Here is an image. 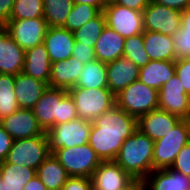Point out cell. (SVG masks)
I'll return each mask as SVG.
<instances>
[{"mask_svg":"<svg viewBox=\"0 0 190 190\" xmlns=\"http://www.w3.org/2000/svg\"><path fill=\"white\" fill-rule=\"evenodd\" d=\"M68 93L75 103L78 118L90 122L116 105L115 95L109 88L73 87Z\"/></svg>","mask_w":190,"mask_h":190,"instance_id":"4","label":"cell"},{"mask_svg":"<svg viewBox=\"0 0 190 190\" xmlns=\"http://www.w3.org/2000/svg\"><path fill=\"white\" fill-rule=\"evenodd\" d=\"M90 130L91 122L81 118L54 125L46 132L50 154L61 148L87 144Z\"/></svg>","mask_w":190,"mask_h":190,"instance_id":"9","label":"cell"},{"mask_svg":"<svg viewBox=\"0 0 190 190\" xmlns=\"http://www.w3.org/2000/svg\"><path fill=\"white\" fill-rule=\"evenodd\" d=\"M99 13L100 11L95 6H90L84 3L74 4L71 12L66 18L63 28L70 32H75L89 20L95 18Z\"/></svg>","mask_w":190,"mask_h":190,"instance_id":"33","label":"cell"},{"mask_svg":"<svg viewBox=\"0 0 190 190\" xmlns=\"http://www.w3.org/2000/svg\"><path fill=\"white\" fill-rule=\"evenodd\" d=\"M23 190H47L41 180L35 175L28 183L24 186Z\"/></svg>","mask_w":190,"mask_h":190,"instance_id":"46","label":"cell"},{"mask_svg":"<svg viewBox=\"0 0 190 190\" xmlns=\"http://www.w3.org/2000/svg\"><path fill=\"white\" fill-rule=\"evenodd\" d=\"M43 17V0H15L10 20Z\"/></svg>","mask_w":190,"mask_h":190,"instance_id":"35","label":"cell"},{"mask_svg":"<svg viewBox=\"0 0 190 190\" xmlns=\"http://www.w3.org/2000/svg\"><path fill=\"white\" fill-rule=\"evenodd\" d=\"M139 190H149V189L142 183V181H139Z\"/></svg>","mask_w":190,"mask_h":190,"instance_id":"49","label":"cell"},{"mask_svg":"<svg viewBox=\"0 0 190 190\" xmlns=\"http://www.w3.org/2000/svg\"><path fill=\"white\" fill-rule=\"evenodd\" d=\"M143 42L150 60H176L172 36L144 30Z\"/></svg>","mask_w":190,"mask_h":190,"instance_id":"26","label":"cell"},{"mask_svg":"<svg viewBox=\"0 0 190 190\" xmlns=\"http://www.w3.org/2000/svg\"><path fill=\"white\" fill-rule=\"evenodd\" d=\"M73 5V0H43V18L48 27H63Z\"/></svg>","mask_w":190,"mask_h":190,"instance_id":"30","label":"cell"},{"mask_svg":"<svg viewBox=\"0 0 190 190\" xmlns=\"http://www.w3.org/2000/svg\"><path fill=\"white\" fill-rule=\"evenodd\" d=\"M150 2L151 0H116L114 3L137 11H143Z\"/></svg>","mask_w":190,"mask_h":190,"instance_id":"44","label":"cell"},{"mask_svg":"<svg viewBox=\"0 0 190 190\" xmlns=\"http://www.w3.org/2000/svg\"><path fill=\"white\" fill-rule=\"evenodd\" d=\"M35 175V169L5 161L0 162L2 190H23Z\"/></svg>","mask_w":190,"mask_h":190,"instance_id":"28","label":"cell"},{"mask_svg":"<svg viewBox=\"0 0 190 190\" xmlns=\"http://www.w3.org/2000/svg\"><path fill=\"white\" fill-rule=\"evenodd\" d=\"M32 110L44 132L78 118L75 103L65 89L47 87Z\"/></svg>","mask_w":190,"mask_h":190,"instance_id":"3","label":"cell"},{"mask_svg":"<svg viewBox=\"0 0 190 190\" xmlns=\"http://www.w3.org/2000/svg\"><path fill=\"white\" fill-rule=\"evenodd\" d=\"M154 141L137 129L127 137L114 160L135 180L143 181L153 170Z\"/></svg>","mask_w":190,"mask_h":190,"instance_id":"2","label":"cell"},{"mask_svg":"<svg viewBox=\"0 0 190 190\" xmlns=\"http://www.w3.org/2000/svg\"><path fill=\"white\" fill-rule=\"evenodd\" d=\"M43 43L53 63L66 60L72 55L75 38L73 32L63 27H48Z\"/></svg>","mask_w":190,"mask_h":190,"instance_id":"19","label":"cell"},{"mask_svg":"<svg viewBox=\"0 0 190 190\" xmlns=\"http://www.w3.org/2000/svg\"><path fill=\"white\" fill-rule=\"evenodd\" d=\"M137 129V118L115 105L91 122L88 144L101 161H114L124 140Z\"/></svg>","mask_w":190,"mask_h":190,"instance_id":"1","label":"cell"},{"mask_svg":"<svg viewBox=\"0 0 190 190\" xmlns=\"http://www.w3.org/2000/svg\"><path fill=\"white\" fill-rule=\"evenodd\" d=\"M36 176L47 190H61L70 177L53 154H50L36 169Z\"/></svg>","mask_w":190,"mask_h":190,"instance_id":"27","label":"cell"},{"mask_svg":"<svg viewBox=\"0 0 190 190\" xmlns=\"http://www.w3.org/2000/svg\"><path fill=\"white\" fill-rule=\"evenodd\" d=\"M0 124L14 140L45 133L39 126L32 109L19 108L11 115L2 118Z\"/></svg>","mask_w":190,"mask_h":190,"instance_id":"15","label":"cell"},{"mask_svg":"<svg viewBox=\"0 0 190 190\" xmlns=\"http://www.w3.org/2000/svg\"><path fill=\"white\" fill-rule=\"evenodd\" d=\"M15 0H0V25L4 26L11 18Z\"/></svg>","mask_w":190,"mask_h":190,"instance_id":"42","label":"cell"},{"mask_svg":"<svg viewBox=\"0 0 190 190\" xmlns=\"http://www.w3.org/2000/svg\"><path fill=\"white\" fill-rule=\"evenodd\" d=\"M84 63L73 56L51 63L49 87L69 90L75 87Z\"/></svg>","mask_w":190,"mask_h":190,"instance_id":"20","label":"cell"},{"mask_svg":"<svg viewBox=\"0 0 190 190\" xmlns=\"http://www.w3.org/2000/svg\"><path fill=\"white\" fill-rule=\"evenodd\" d=\"M190 142V119H181L166 136L154 141L153 170L171 167L175 157Z\"/></svg>","mask_w":190,"mask_h":190,"instance_id":"5","label":"cell"},{"mask_svg":"<svg viewBox=\"0 0 190 190\" xmlns=\"http://www.w3.org/2000/svg\"><path fill=\"white\" fill-rule=\"evenodd\" d=\"M116 0H104V3L105 4H109V3H113V2H115Z\"/></svg>","mask_w":190,"mask_h":190,"instance_id":"50","label":"cell"},{"mask_svg":"<svg viewBox=\"0 0 190 190\" xmlns=\"http://www.w3.org/2000/svg\"><path fill=\"white\" fill-rule=\"evenodd\" d=\"M175 75V60H150L140 67L139 81L157 91Z\"/></svg>","mask_w":190,"mask_h":190,"instance_id":"25","label":"cell"},{"mask_svg":"<svg viewBox=\"0 0 190 190\" xmlns=\"http://www.w3.org/2000/svg\"><path fill=\"white\" fill-rule=\"evenodd\" d=\"M53 155L70 177L91 178L95 169L102 162L88 143L71 148H61Z\"/></svg>","mask_w":190,"mask_h":190,"instance_id":"8","label":"cell"},{"mask_svg":"<svg viewBox=\"0 0 190 190\" xmlns=\"http://www.w3.org/2000/svg\"><path fill=\"white\" fill-rule=\"evenodd\" d=\"M151 1L178 10L180 12L189 8L190 5V0H151Z\"/></svg>","mask_w":190,"mask_h":190,"instance_id":"43","label":"cell"},{"mask_svg":"<svg viewBox=\"0 0 190 190\" xmlns=\"http://www.w3.org/2000/svg\"><path fill=\"white\" fill-rule=\"evenodd\" d=\"M125 38L107 25L94 45L96 60L109 63L123 56Z\"/></svg>","mask_w":190,"mask_h":190,"instance_id":"24","label":"cell"},{"mask_svg":"<svg viewBox=\"0 0 190 190\" xmlns=\"http://www.w3.org/2000/svg\"><path fill=\"white\" fill-rule=\"evenodd\" d=\"M14 139L5 131L0 124V162L5 161Z\"/></svg>","mask_w":190,"mask_h":190,"instance_id":"41","label":"cell"},{"mask_svg":"<svg viewBox=\"0 0 190 190\" xmlns=\"http://www.w3.org/2000/svg\"><path fill=\"white\" fill-rule=\"evenodd\" d=\"M170 168L190 177V142L183 146Z\"/></svg>","mask_w":190,"mask_h":190,"instance_id":"36","label":"cell"},{"mask_svg":"<svg viewBox=\"0 0 190 190\" xmlns=\"http://www.w3.org/2000/svg\"><path fill=\"white\" fill-rule=\"evenodd\" d=\"M102 12L105 16L106 25L124 38L144 32L142 11L130 9L113 2L106 4Z\"/></svg>","mask_w":190,"mask_h":190,"instance_id":"10","label":"cell"},{"mask_svg":"<svg viewBox=\"0 0 190 190\" xmlns=\"http://www.w3.org/2000/svg\"><path fill=\"white\" fill-rule=\"evenodd\" d=\"M116 106L137 119L158 109V91L139 80L115 96Z\"/></svg>","mask_w":190,"mask_h":190,"instance_id":"6","label":"cell"},{"mask_svg":"<svg viewBox=\"0 0 190 190\" xmlns=\"http://www.w3.org/2000/svg\"><path fill=\"white\" fill-rule=\"evenodd\" d=\"M91 180L93 190H125L136 181L115 161H102Z\"/></svg>","mask_w":190,"mask_h":190,"instance_id":"14","label":"cell"},{"mask_svg":"<svg viewBox=\"0 0 190 190\" xmlns=\"http://www.w3.org/2000/svg\"><path fill=\"white\" fill-rule=\"evenodd\" d=\"M175 74L181 80L186 94L190 95V58L175 60Z\"/></svg>","mask_w":190,"mask_h":190,"instance_id":"37","label":"cell"},{"mask_svg":"<svg viewBox=\"0 0 190 190\" xmlns=\"http://www.w3.org/2000/svg\"><path fill=\"white\" fill-rule=\"evenodd\" d=\"M49 155V141L45 132L43 135L14 140L5 162L36 170Z\"/></svg>","mask_w":190,"mask_h":190,"instance_id":"7","label":"cell"},{"mask_svg":"<svg viewBox=\"0 0 190 190\" xmlns=\"http://www.w3.org/2000/svg\"><path fill=\"white\" fill-rule=\"evenodd\" d=\"M172 39L176 60L190 58V36H181L177 32Z\"/></svg>","mask_w":190,"mask_h":190,"instance_id":"38","label":"cell"},{"mask_svg":"<svg viewBox=\"0 0 190 190\" xmlns=\"http://www.w3.org/2000/svg\"><path fill=\"white\" fill-rule=\"evenodd\" d=\"M125 190H139V180H136L129 188Z\"/></svg>","mask_w":190,"mask_h":190,"instance_id":"48","label":"cell"},{"mask_svg":"<svg viewBox=\"0 0 190 190\" xmlns=\"http://www.w3.org/2000/svg\"><path fill=\"white\" fill-rule=\"evenodd\" d=\"M74 4H87L90 6H95L100 12L103 11L106 4L104 3V0H73Z\"/></svg>","mask_w":190,"mask_h":190,"instance_id":"47","label":"cell"},{"mask_svg":"<svg viewBox=\"0 0 190 190\" xmlns=\"http://www.w3.org/2000/svg\"><path fill=\"white\" fill-rule=\"evenodd\" d=\"M142 13L145 31L173 37L181 28V12L178 10L151 1Z\"/></svg>","mask_w":190,"mask_h":190,"instance_id":"11","label":"cell"},{"mask_svg":"<svg viewBox=\"0 0 190 190\" xmlns=\"http://www.w3.org/2000/svg\"><path fill=\"white\" fill-rule=\"evenodd\" d=\"M72 51L73 52L71 56L75 57L84 64L96 60L94 46H88L75 41V45Z\"/></svg>","mask_w":190,"mask_h":190,"instance_id":"39","label":"cell"},{"mask_svg":"<svg viewBox=\"0 0 190 190\" xmlns=\"http://www.w3.org/2000/svg\"><path fill=\"white\" fill-rule=\"evenodd\" d=\"M105 26V16L103 12H100L95 18L89 20L86 24L73 32L75 41L88 46H94Z\"/></svg>","mask_w":190,"mask_h":190,"instance_id":"32","label":"cell"},{"mask_svg":"<svg viewBox=\"0 0 190 190\" xmlns=\"http://www.w3.org/2000/svg\"><path fill=\"white\" fill-rule=\"evenodd\" d=\"M180 120L178 116L158 108L140 116L137 119V127L150 139L156 141L166 136Z\"/></svg>","mask_w":190,"mask_h":190,"instance_id":"17","label":"cell"},{"mask_svg":"<svg viewBox=\"0 0 190 190\" xmlns=\"http://www.w3.org/2000/svg\"><path fill=\"white\" fill-rule=\"evenodd\" d=\"M48 85L21 72L15 75L14 93L20 108L32 109Z\"/></svg>","mask_w":190,"mask_h":190,"instance_id":"23","label":"cell"},{"mask_svg":"<svg viewBox=\"0 0 190 190\" xmlns=\"http://www.w3.org/2000/svg\"><path fill=\"white\" fill-rule=\"evenodd\" d=\"M3 27L24 51L43 43L48 29L43 17L9 20Z\"/></svg>","mask_w":190,"mask_h":190,"instance_id":"12","label":"cell"},{"mask_svg":"<svg viewBox=\"0 0 190 190\" xmlns=\"http://www.w3.org/2000/svg\"><path fill=\"white\" fill-rule=\"evenodd\" d=\"M142 183L150 190H190V177L170 167L152 170Z\"/></svg>","mask_w":190,"mask_h":190,"instance_id":"21","label":"cell"},{"mask_svg":"<svg viewBox=\"0 0 190 190\" xmlns=\"http://www.w3.org/2000/svg\"><path fill=\"white\" fill-rule=\"evenodd\" d=\"M106 69L108 88L115 96L139 79L140 68L125 56L107 63Z\"/></svg>","mask_w":190,"mask_h":190,"instance_id":"16","label":"cell"},{"mask_svg":"<svg viewBox=\"0 0 190 190\" xmlns=\"http://www.w3.org/2000/svg\"><path fill=\"white\" fill-rule=\"evenodd\" d=\"M15 75L0 74V120L18 110L14 93Z\"/></svg>","mask_w":190,"mask_h":190,"instance_id":"31","label":"cell"},{"mask_svg":"<svg viewBox=\"0 0 190 190\" xmlns=\"http://www.w3.org/2000/svg\"><path fill=\"white\" fill-rule=\"evenodd\" d=\"M158 108L180 119H190V95L176 74L158 91Z\"/></svg>","mask_w":190,"mask_h":190,"instance_id":"13","label":"cell"},{"mask_svg":"<svg viewBox=\"0 0 190 190\" xmlns=\"http://www.w3.org/2000/svg\"><path fill=\"white\" fill-rule=\"evenodd\" d=\"M178 33L181 36H190V10L188 8L181 12V28Z\"/></svg>","mask_w":190,"mask_h":190,"instance_id":"45","label":"cell"},{"mask_svg":"<svg viewBox=\"0 0 190 190\" xmlns=\"http://www.w3.org/2000/svg\"><path fill=\"white\" fill-rule=\"evenodd\" d=\"M23 73L45 82L49 87L51 61L44 43L25 51Z\"/></svg>","mask_w":190,"mask_h":190,"instance_id":"22","label":"cell"},{"mask_svg":"<svg viewBox=\"0 0 190 190\" xmlns=\"http://www.w3.org/2000/svg\"><path fill=\"white\" fill-rule=\"evenodd\" d=\"M25 51L0 27V74L17 75L22 72Z\"/></svg>","mask_w":190,"mask_h":190,"instance_id":"18","label":"cell"},{"mask_svg":"<svg viewBox=\"0 0 190 190\" xmlns=\"http://www.w3.org/2000/svg\"><path fill=\"white\" fill-rule=\"evenodd\" d=\"M75 87L108 88L106 63L94 60L84 64Z\"/></svg>","mask_w":190,"mask_h":190,"instance_id":"29","label":"cell"},{"mask_svg":"<svg viewBox=\"0 0 190 190\" xmlns=\"http://www.w3.org/2000/svg\"><path fill=\"white\" fill-rule=\"evenodd\" d=\"M123 56L129 58L139 68L150 61L144 48L143 33L125 38Z\"/></svg>","mask_w":190,"mask_h":190,"instance_id":"34","label":"cell"},{"mask_svg":"<svg viewBox=\"0 0 190 190\" xmlns=\"http://www.w3.org/2000/svg\"><path fill=\"white\" fill-rule=\"evenodd\" d=\"M0 190H2V179H1V176H0Z\"/></svg>","mask_w":190,"mask_h":190,"instance_id":"51","label":"cell"},{"mask_svg":"<svg viewBox=\"0 0 190 190\" xmlns=\"http://www.w3.org/2000/svg\"><path fill=\"white\" fill-rule=\"evenodd\" d=\"M61 190H93L92 180L88 177L71 176Z\"/></svg>","mask_w":190,"mask_h":190,"instance_id":"40","label":"cell"}]
</instances>
